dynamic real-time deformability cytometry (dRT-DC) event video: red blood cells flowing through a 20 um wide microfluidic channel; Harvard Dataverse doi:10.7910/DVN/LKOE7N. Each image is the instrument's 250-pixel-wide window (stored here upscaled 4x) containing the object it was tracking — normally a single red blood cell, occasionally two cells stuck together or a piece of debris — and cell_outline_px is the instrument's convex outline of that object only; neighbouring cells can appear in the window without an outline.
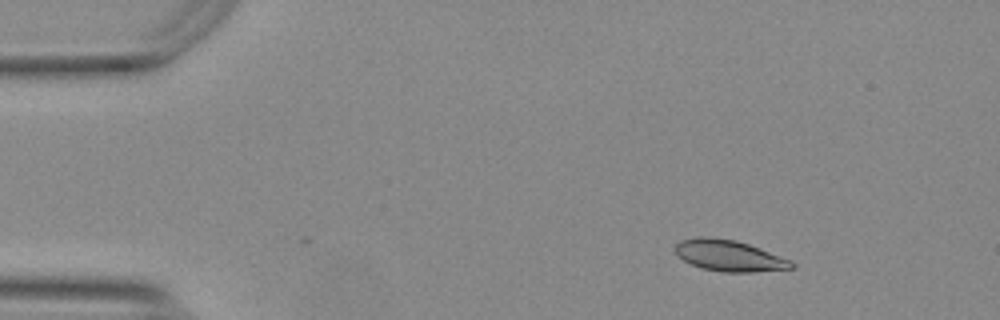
{"species": "Egyptian fruit bat (a non-hibernating species)", "species_latin": "Rousettus aegyptiacus", "temperature_condition": "warm", "stored_images_in_passage": 2, "camera_frame_rate_fps": 3000, "um_per_image_px": 0.085, "animal": {"sex": "female"}, "frame": {"image": 1, "passage_image": 2, "time_ms": 0.333, "image_size_px": [1000, 320], "cell_outline_px": [[796, 268], [752, 272], [724, 272], [700, 268], [676, 256], [672, 248], [680, 240], [696, 236], [708, 236], [736, 240], [760, 248], [792, 260], [796, 264]], "centroid_in_image_um": [61.95, 21.72], "position_along_channel_um": 23.0, "area_um2": 21.56}}